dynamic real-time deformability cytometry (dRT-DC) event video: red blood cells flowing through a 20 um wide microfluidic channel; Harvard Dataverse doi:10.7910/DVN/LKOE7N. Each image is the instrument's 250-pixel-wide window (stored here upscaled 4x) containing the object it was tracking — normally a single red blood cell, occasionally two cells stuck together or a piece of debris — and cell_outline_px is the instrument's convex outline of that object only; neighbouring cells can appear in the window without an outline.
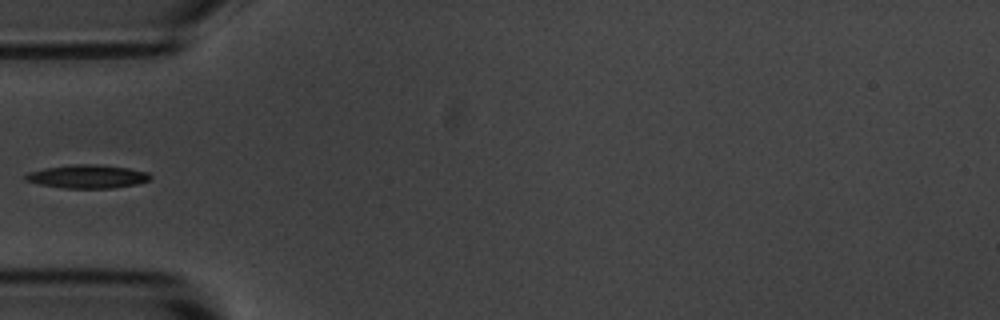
{"species": "common noctule bat (a hibernating species)", "species_latin": "Nyctalus noctula", "temperature_condition": "room temperature", "stored_images_in_passage": 6, "camera_frame_rate_fps": 3000, "um_per_image_px": 0.085, "animal": {"sex": "male", "body_mass_g": 20.1, "forearm_length_mm": 53.5}, "frame": {"image": 1, "passage_image": 5, "time_ms": 4.667, "image_size_px": [1000, 320], "cell_outline_px": [[152, 176], [148, 180], [136, 184], [112, 188], [64, 188], [40, 184], [24, 180], [24, 176], [28, 172], [44, 168], [72, 164], [96, 164], [128, 168], [148, 172]], "centroid_in_image_um": [7.41, 14.99], "position_along_channel_um": 77.6, "area_um2": 16.99}}